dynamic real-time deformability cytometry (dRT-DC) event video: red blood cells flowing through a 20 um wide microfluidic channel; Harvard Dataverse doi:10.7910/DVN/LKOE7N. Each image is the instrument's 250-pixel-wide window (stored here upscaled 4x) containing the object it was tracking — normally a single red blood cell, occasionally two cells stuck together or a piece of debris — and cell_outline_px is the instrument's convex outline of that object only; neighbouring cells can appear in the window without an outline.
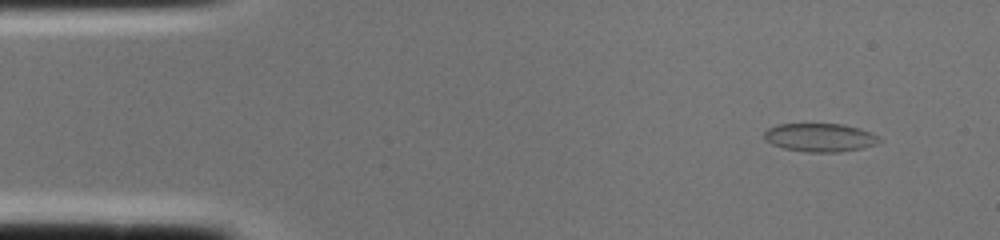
{"species": "common noctule bat (a hibernating species)", "species_latin": "Nyctalus noctula", "temperature_condition": "cold", "stored_images_in_passage": 1, "camera_frame_rate_fps": 3000, "um_per_image_px": 0.085, "animal": {"sex": "female", "body_mass_g": 22.0, "forearm_length_mm": 56.7}, "frame": {"image": 1, "passage_image": 1, "time_ms": 0.0, "image_size_px": [1000, 240], "cell_outline_px": [[884, 140], [876, 144], [864, 148], [840, 152], [808, 152], [784, 148], [772, 144], [764, 140], [764, 132], [768, 128], [776, 124], [844, 124], [860, 128], [872, 132], [880, 136]], "centroid_in_image_um": [69.75, 11.68], "position_along_channel_um": 15.3, "area_um2": 19.36}}